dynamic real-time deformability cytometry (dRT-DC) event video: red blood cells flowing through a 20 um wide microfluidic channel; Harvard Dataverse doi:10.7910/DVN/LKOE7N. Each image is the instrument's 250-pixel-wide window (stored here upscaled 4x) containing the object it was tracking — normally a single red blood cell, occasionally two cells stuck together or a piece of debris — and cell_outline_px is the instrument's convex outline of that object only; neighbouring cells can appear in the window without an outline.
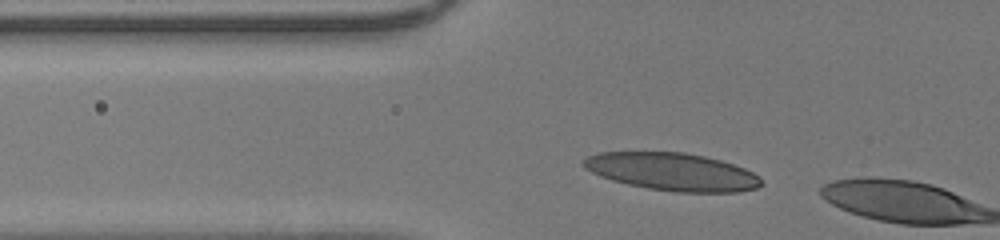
{"species": "human", "species_latin": "Homo sapiens", "temperature_condition": "room temperature", "stored_images_in_passage": 3, "camera_frame_rate_fps": 3000, "um_per_image_px": 0.085, "donor": {"sex": "male"}, "frame": {"image": 1, "passage_image": 2, "time_ms": 0.333, "image_size_px": [1000, 240], "cell_outline_px": [[764, 184], [760, 188], [740, 192], [676, 192], [648, 188], [628, 184], [612, 180], [600, 176], [584, 168], [580, 164], [588, 156], [596, 152], [684, 152], [704, 156], [720, 160], [744, 168], [760, 176]], "centroid_in_image_um": [57.16, 14.6], "position_along_channel_um": 68.6, "area_um2": 39.25}}